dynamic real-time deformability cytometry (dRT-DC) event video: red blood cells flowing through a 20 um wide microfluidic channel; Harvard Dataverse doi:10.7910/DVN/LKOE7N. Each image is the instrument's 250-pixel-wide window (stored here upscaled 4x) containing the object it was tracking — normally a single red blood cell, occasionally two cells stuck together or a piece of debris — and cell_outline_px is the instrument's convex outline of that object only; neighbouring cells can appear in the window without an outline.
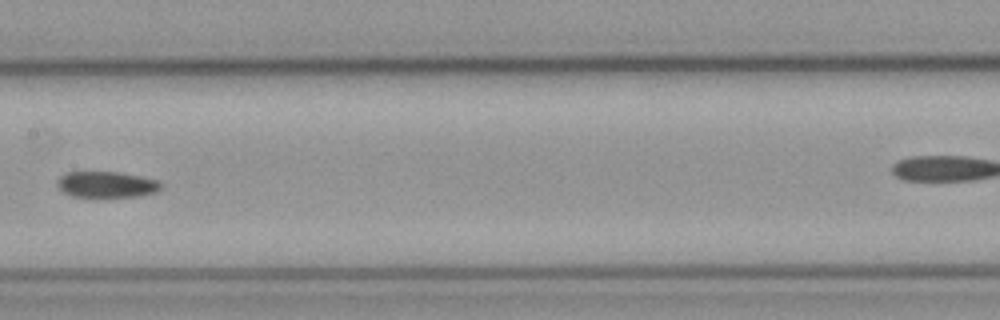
{"species": "common noctule bat (a hibernating species)", "species_latin": "Nyctalus noctula", "temperature_condition": "cold", "stored_images_in_passage": 8, "camera_frame_rate_fps": 3000, "um_per_image_px": 0.085, "animal": {"sex": "male", "body_mass_g": 23.1, "forearm_length_mm": 52.7}, "frame": {"image": 1, "passage_image": 7, "time_ms": 2.0, "image_size_px": [1000, 320], "cell_outline_px": [[160, 188], [156, 192], [140, 196], [96, 200], [72, 196], [64, 192], [56, 184], [60, 176], [68, 172], [120, 172], [140, 176], [156, 180], [160, 184]], "centroid_in_image_um": [9.03, 15.74], "position_along_channel_um": 198.4, "area_um2": 16.42}}